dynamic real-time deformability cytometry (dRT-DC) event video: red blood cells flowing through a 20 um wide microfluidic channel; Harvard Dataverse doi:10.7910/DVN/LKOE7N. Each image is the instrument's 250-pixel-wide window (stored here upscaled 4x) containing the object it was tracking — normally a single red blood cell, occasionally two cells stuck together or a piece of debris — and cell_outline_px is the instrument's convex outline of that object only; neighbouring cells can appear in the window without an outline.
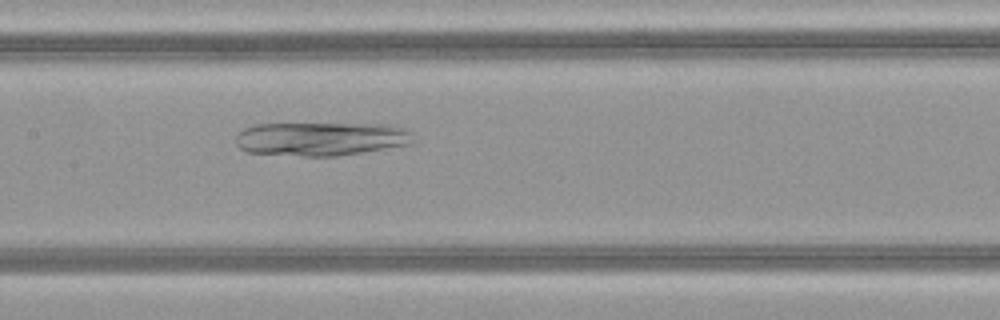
{"species": "common noctule bat (a hibernating species)", "species_latin": "Nyctalus noctula", "temperature_condition": "warm", "stored_images_in_passage": 38, "camera_frame_rate_fps": 3000, "um_per_image_px": 0.085, "animal": {"sex": "female", "body_mass_g": 21.9}, "frame": {"image": 1, "passage_image": 13, "time_ms": 4.0, "image_size_px": [1000, 320], "cell_outline_px": [[412, 144], [336, 156], [300, 156], [248, 152], [240, 148], [236, 144], [236, 136], [244, 128], [256, 124], [388, 124], [404, 128], [412, 132]], "centroid_in_image_um": [27.29, 11.8], "position_along_channel_um": 180.1, "area_um2": 34.8}}
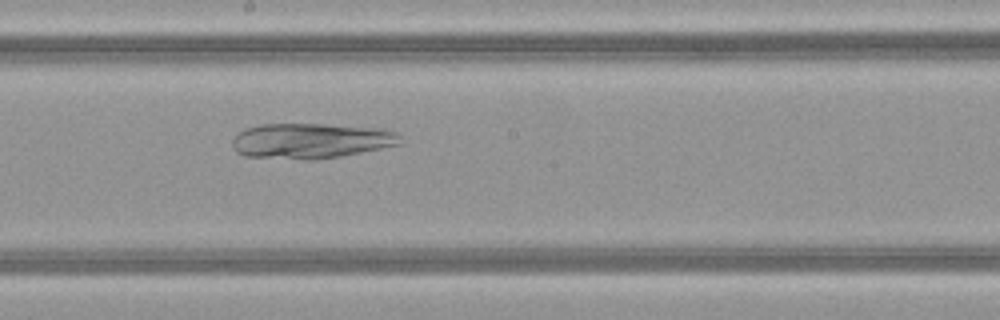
{"frame": {"image": 2, "passage_image": 16, "time_ms": 5.0, "image_size_px": [1000, 320], "cell_outline_px": [[400, 144], [340, 156], [316, 160], [304, 160], [244, 156], [236, 152], [232, 148], [232, 140], [244, 128], [260, 124], [324, 124], [384, 128], [396, 132], [400, 136]], "centroid_in_image_um": [26.39, 11.97], "position_along_channel_um": 221.8, "area_um2": 34.74}}
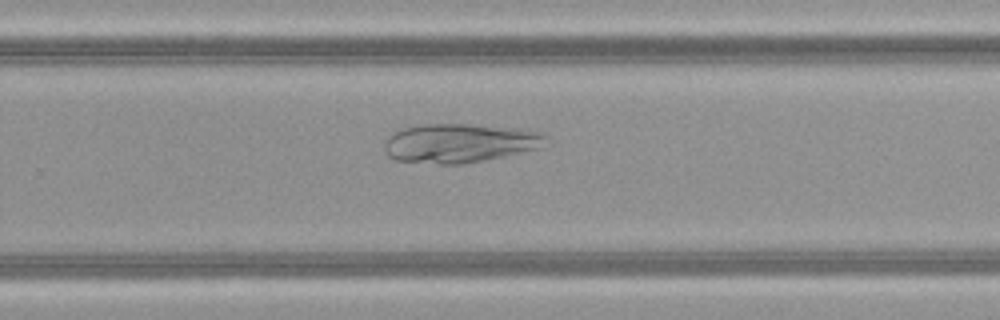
{"frame": {"image": 3, "passage_image": 21, "time_ms": 6.667, "image_size_px": [1000, 320], "cell_outline_px": [[552, 140], [536, 148], [504, 156], [464, 164], [440, 164], [396, 160], [388, 156], [384, 152], [384, 140], [392, 132], [400, 128], [424, 124], [472, 124], [520, 128], [544, 132]], "centroid_in_image_um": [39.07, 12.15], "position_along_channel_um": 290.7, "area_um2": 37.22}}